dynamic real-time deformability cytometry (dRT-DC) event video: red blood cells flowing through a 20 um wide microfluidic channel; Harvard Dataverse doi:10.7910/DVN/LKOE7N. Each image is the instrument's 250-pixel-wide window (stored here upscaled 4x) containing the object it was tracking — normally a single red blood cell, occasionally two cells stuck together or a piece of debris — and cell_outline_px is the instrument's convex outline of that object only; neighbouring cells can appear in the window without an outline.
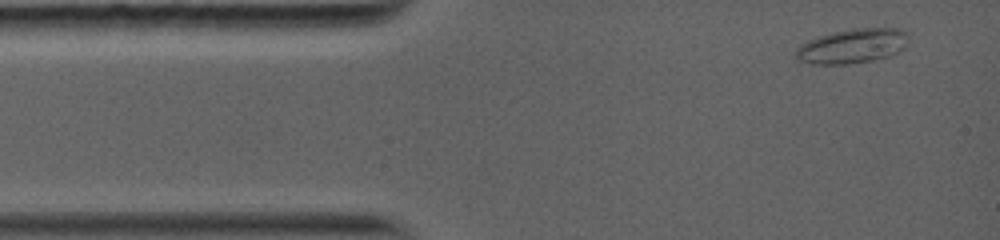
{"species": "common noctule bat (a hibernating species)", "species_latin": "Nyctalus noctula", "temperature_condition": "warm", "stored_images_in_passage": 30, "camera_frame_rate_fps": 5000, "um_per_image_px": 0.085, "animal": {"sex": "female", "body_mass_g": 19.0, "forearm_length_mm": 56.7}, "frame": {"image": 1, "passage_image": 1, "time_ms": 0.0, "image_size_px": [1000, 240], "cell_outline_px": [[908, 44], [904, 48], [892, 56], [872, 60], [848, 64], [812, 64], [800, 60], [792, 56], [796, 48], [800, 44], [816, 36], [852, 28], [900, 28], [908, 32]], "centroid_in_image_um": [72.45, 3.91], "position_along_channel_um": 12.5, "area_um2": 23.12}}
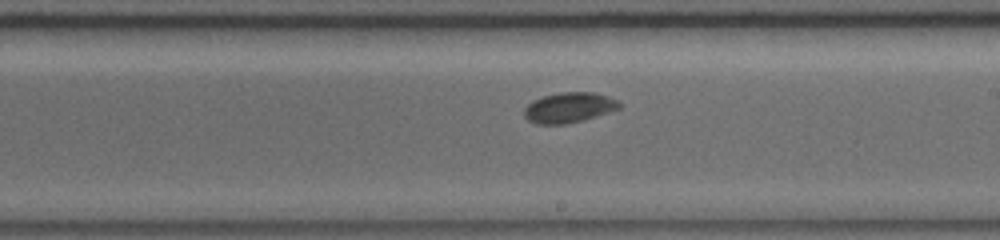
{"frame": {"image": 2, "passage_image": 14, "time_ms": 7.0, "image_size_px": [1000, 240], "cell_outline_px": [[624, 104], [620, 108], [584, 120], [564, 124], [536, 124], [528, 120], [524, 116], [524, 108], [532, 100], [544, 96], [560, 92], [592, 92], [608, 96]], "centroid_in_image_um": [48.36, 9.14], "position_along_channel_um": 240.6, "area_um2": 16.82}}
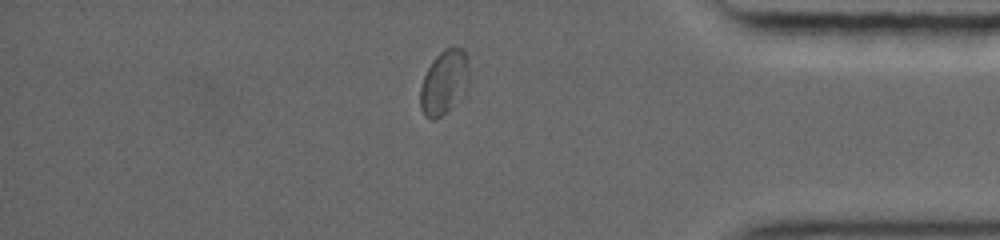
{"frame": {"image": 3, "passage_image": 26, "time_ms": 11.4, "image_size_px": [1000, 240], "cell_outline_px": [[468, 84], [452, 104], [436, 120], [432, 120], [424, 116], [420, 108], [420, 88], [424, 76], [432, 60], [444, 48], [456, 44], [464, 48], [468, 60]], "centroid_in_image_um": [37.73, 6.92], "position_along_channel_um": 397.5, "area_um2": 18.15}, "authors_computed_cell_mechanics": {"area_um2": 17.3978, "velocity_mm_per_s": 4.0619, "shape_relaxation_time_tau1_ms": 6.0435, "shape_relaxation_time_tau2_ms": 6.6243, "deformation_change_tau1": 0.1277, "deformation_change_tau2": 0.0689}}